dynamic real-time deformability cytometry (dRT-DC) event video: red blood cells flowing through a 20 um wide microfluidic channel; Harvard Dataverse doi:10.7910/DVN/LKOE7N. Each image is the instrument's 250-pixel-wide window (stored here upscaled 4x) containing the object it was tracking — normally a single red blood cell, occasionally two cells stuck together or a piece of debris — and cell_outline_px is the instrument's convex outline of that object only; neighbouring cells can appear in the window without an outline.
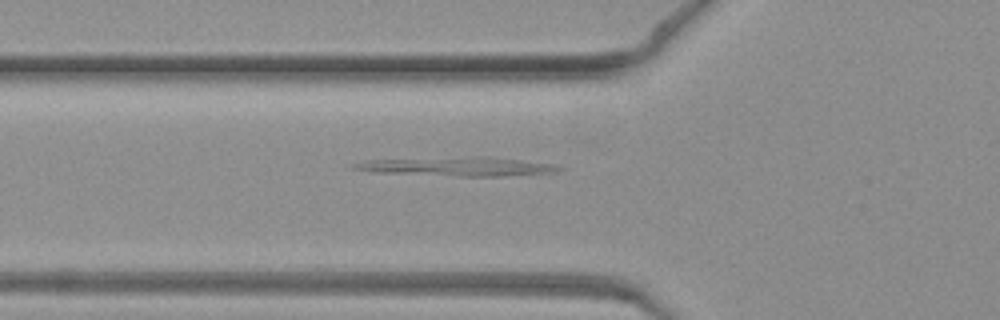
{"species": "common noctule bat (a hibernating species)", "species_latin": "Nyctalus noctula", "temperature_condition": "warm", "stored_images_in_passage": 28, "camera_frame_rate_fps": 3000, "um_per_image_px": 0.085, "animal": {"sex": "female", "body_mass_g": 19.3, "forearm_length_mm": 54.1}, "frame": {"image": 1, "passage_image": 4, "time_ms": 1.0, "image_size_px": [1000, 320], "cell_outline_px": [[568, 168], [556, 172], [504, 176], [460, 176], [372, 172], [352, 168], [352, 164], [368, 160], [476, 156], [488, 156], [560, 164]], "centroid_in_image_um": [39.05, 14.14], "position_along_channel_um": 86.7, "area_um2": 22.89}}
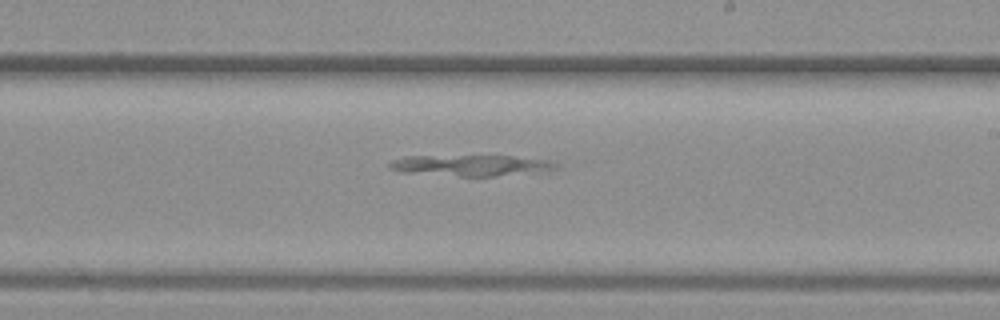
{"frame": {"image": 2, "passage_image": 15, "time_ms": 4.667, "image_size_px": [1000, 320], "cell_outline_px": [[556, 168], [548, 172], [496, 176], [460, 176], [400, 172], [388, 168], [388, 164], [392, 160], [408, 156], [512, 156], [556, 160]], "centroid_in_image_um": [40.13, 14.06], "position_along_channel_um": 248.9, "area_um2": 20.75}}
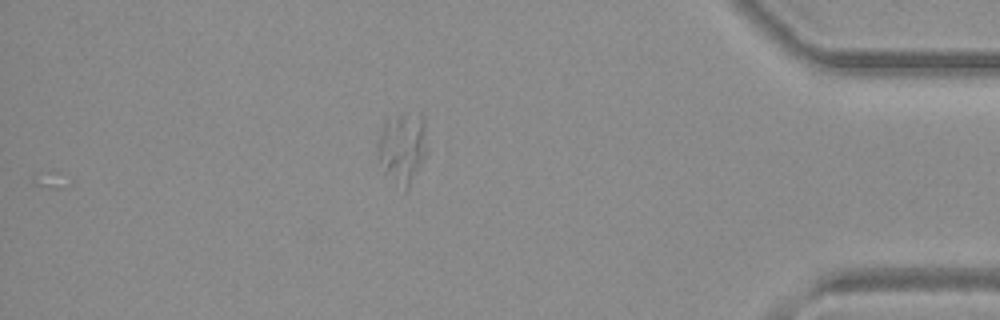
{"frame": {"image": 3, "passage_image": 28, "time_ms": 9.0, "image_size_px": [1000, 320], "cell_outline_px": [[428, 152], [408, 188], [404, 192], [384, 172], [376, 152], [380, 132], [384, 124], [388, 120], [396, 116], [420, 112], [424, 120], [428, 148]], "centroid_in_image_um": [34.23, 12.58], "position_along_channel_um": 401.0, "area_um2": 20.58}}